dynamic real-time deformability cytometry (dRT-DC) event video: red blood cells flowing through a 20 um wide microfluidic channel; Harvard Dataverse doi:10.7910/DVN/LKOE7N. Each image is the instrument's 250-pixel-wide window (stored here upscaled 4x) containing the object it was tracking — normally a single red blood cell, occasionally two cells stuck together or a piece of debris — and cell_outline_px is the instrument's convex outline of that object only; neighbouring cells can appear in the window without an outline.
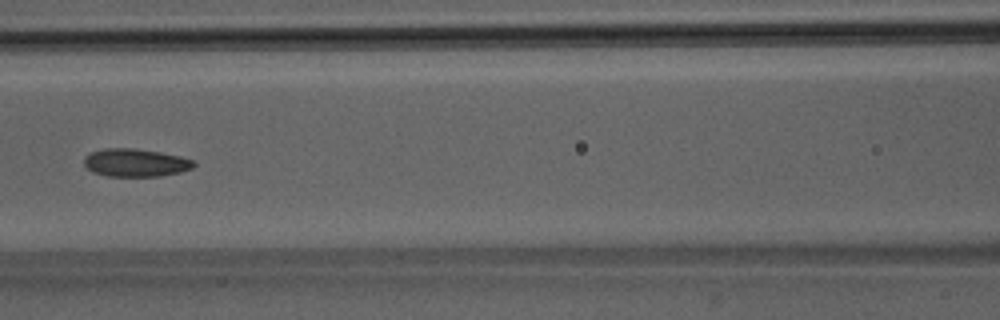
{"species": "Egyptian fruit bat (a non-hibernating species)", "species_latin": "Rousettus aegyptiacus", "temperature_condition": "room temperature", "stored_images_in_passage": 5, "camera_frame_rate_fps": 3000, "um_per_image_px": 0.085, "animal": {"sex": "male"}, "frame": {"image": 1, "passage_image": 5, "time_ms": 4.667, "image_size_px": [1000, 320], "cell_outline_px": [[196, 164], [192, 168], [180, 172], [160, 176], [108, 176], [92, 172], [84, 164], [84, 156], [92, 152], [104, 148], [136, 148], [160, 152], [180, 156], [196, 160]], "centroid_in_image_um": [11.54, 13.82], "position_along_channel_um": 155.1, "area_um2": 17.98}}